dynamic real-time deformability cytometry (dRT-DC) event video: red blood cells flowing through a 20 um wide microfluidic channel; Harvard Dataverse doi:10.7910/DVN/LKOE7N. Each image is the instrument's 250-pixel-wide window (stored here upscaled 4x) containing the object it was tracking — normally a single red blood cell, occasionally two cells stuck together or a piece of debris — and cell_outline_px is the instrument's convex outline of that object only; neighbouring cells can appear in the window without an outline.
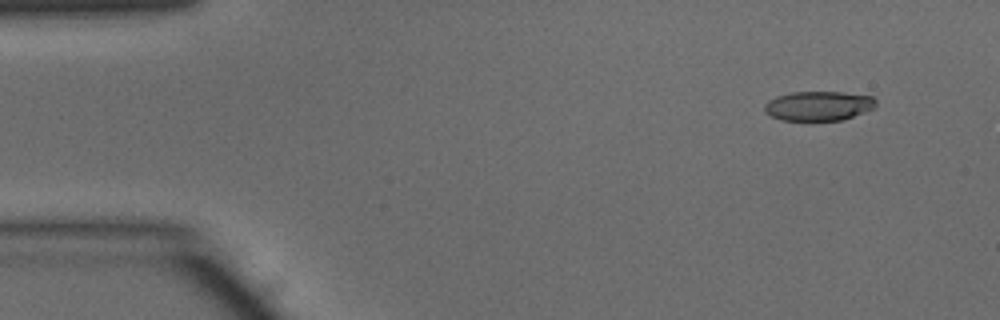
{"species": "common noctule bat (a hibernating species)", "species_latin": "Nyctalus noctula", "temperature_condition": "warm", "stored_images_in_passage": 10, "camera_frame_rate_fps": 3000, "um_per_image_px": 0.085, "animal": {"sex": "male", "body_mass_g": 15.6}, "frame": {"image": 1, "passage_image": 4, "time_ms": 1.0, "image_size_px": [1000, 320], "cell_outline_px": [[876, 108], [844, 120], [780, 120], [764, 112], [764, 104], [768, 100], [776, 96], [792, 92], [844, 92], [872, 96], [876, 100]], "centroid_in_image_um": [69.59, 9.0], "position_along_channel_um": 15.4, "area_um2": 19.36}}